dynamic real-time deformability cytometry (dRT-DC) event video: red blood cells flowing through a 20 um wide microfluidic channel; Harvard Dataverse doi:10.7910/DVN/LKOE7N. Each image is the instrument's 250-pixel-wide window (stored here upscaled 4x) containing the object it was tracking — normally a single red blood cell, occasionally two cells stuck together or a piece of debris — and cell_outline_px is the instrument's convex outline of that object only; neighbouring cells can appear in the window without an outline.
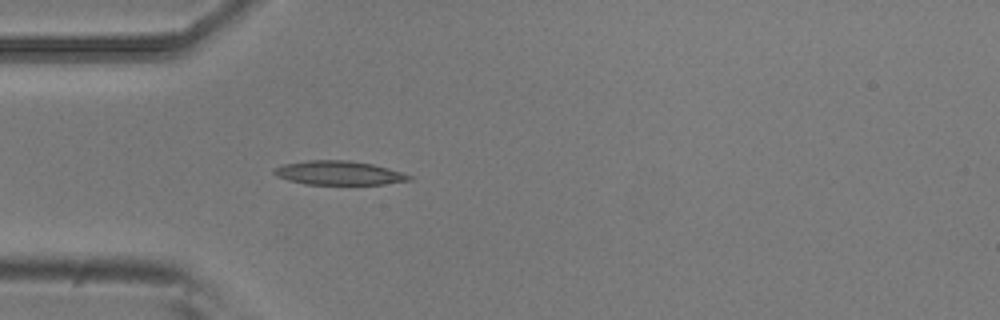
{"species": "common noctule bat (a hibernating species)", "species_latin": "Nyctalus noctula", "temperature_condition": "room temperature", "stored_images_in_passage": 1, "camera_frame_rate_fps": 3000, "um_per_image_px": 0.085, "animal": {"sex": "male", "body_mass_g": 20.5, "forearm_length_mm": 52.5}, "frame": {"image": 1, "passage_image": 1, "time_ms": 0.0, "image_size_px": [1000, 320], "cell_outline_px": [[412, 180], [384, 184], [304, 184], [288, 180], [276, 176], [272, 172], [272, 168], [284, 164], [308, 160], [348, 160], [372, 164], [388, 168], [412, 176]], "centroid_in_image_um": [28.76, 14.7], "position_along_channel_um": 56.2, "area_um2": 18.84}}